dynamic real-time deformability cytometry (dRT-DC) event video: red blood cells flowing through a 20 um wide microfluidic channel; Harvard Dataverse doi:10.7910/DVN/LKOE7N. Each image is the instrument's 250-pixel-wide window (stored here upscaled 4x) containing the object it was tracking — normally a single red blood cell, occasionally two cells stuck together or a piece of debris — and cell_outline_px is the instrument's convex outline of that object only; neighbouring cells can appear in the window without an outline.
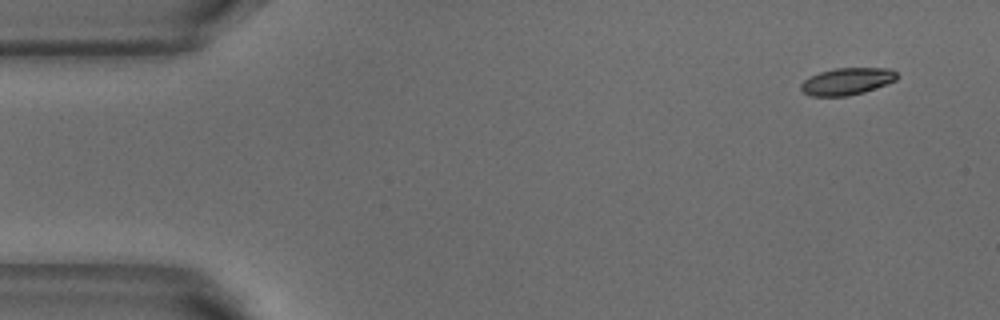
{"species": "common noctule bat (a hibernating species)", "species_latin": "Nyctalus noctula", "temperature_condition": "warm", "stored_images_in_passage": 4, "camera_frame_rate_fps": 3000, "um_per_image_px": 0.085, "animal": {"sex": "male", "body_mass_g": 18.8}, "frame": {"image": 1, "passage_image": 1, "time_ms": 0.0, "image_size_px": [1000, 320], "cell_outline_px": [[900, 76], [896, 80], [888, 84], [864, 92], [848, 96], [812, 96], [804, 92], [800, 88], [800, 84], [804, 80], [820, 72], [836, 68], [888, 68], [896, 72]], "centroid_in_image_um": [72.03, 6.91], "position_along_channel_um": 13.0, "area_um2": 15.14}}